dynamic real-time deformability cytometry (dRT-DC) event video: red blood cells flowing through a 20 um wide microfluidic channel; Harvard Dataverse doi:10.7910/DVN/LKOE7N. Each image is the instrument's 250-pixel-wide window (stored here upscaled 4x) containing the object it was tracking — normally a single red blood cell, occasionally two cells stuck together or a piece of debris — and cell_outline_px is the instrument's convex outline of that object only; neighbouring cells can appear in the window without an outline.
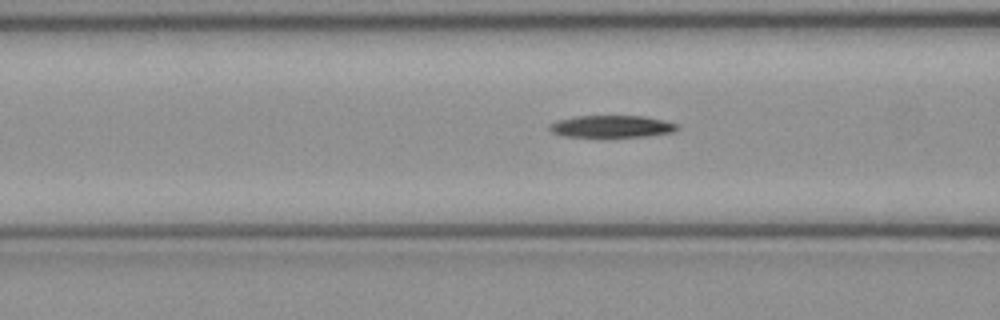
{"species": "common noctule bat (a hibernating species)", "species_latin": "Nyctalus noctula", "temperature_condition": "cold", "stored_images_in_passage": 39, "camera_frame_rate_fps": 3000, "um_per_image_px": 0.085, "animal": {"sex": "female", "body_mass_g": 21.9}, "frame": {"image": 1, "passage_image": 8, "time_ms": 2.333, "image_size_px": [1000, 320], "cell_outline_px": [[680, 128], [672, 132], [648, 136], [604, 140], [564, 136], [552, 132], [548, 128], [548, 124], [556, 120], [572, 116], [644, 116], [680, 124]], "centroid_in_image_um": [51.95, 10.8], "position_along_channel_um": 114.7, "area_um2": 17.63}}
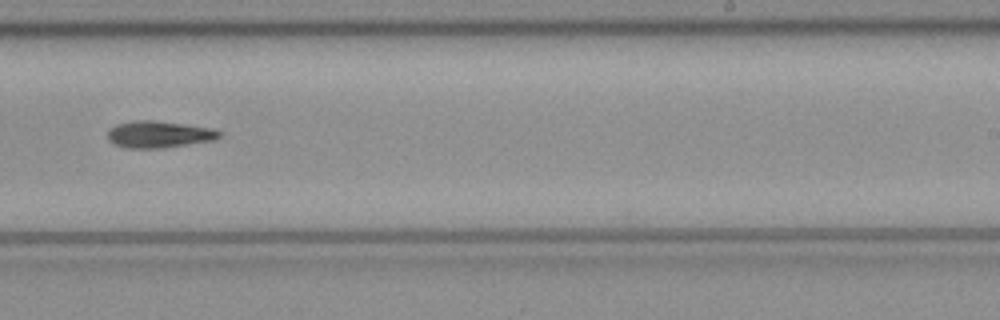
{"frame": {"image": 2, "passage_image": 20, "time_ms": 6.333, "image_size_px": [1000, 320], "cell_outline_px": [[224, 136], [216, 140], [164, 148], [124, 148], [108, 140], [108, 128], [116, 124], [136, 120], [152, 120], [216, 128], [224, 132]], "centroid_in_image_um": [13.59, 11.42], "position_along_channel_um": 275.4, "area_um2": 17.86}}
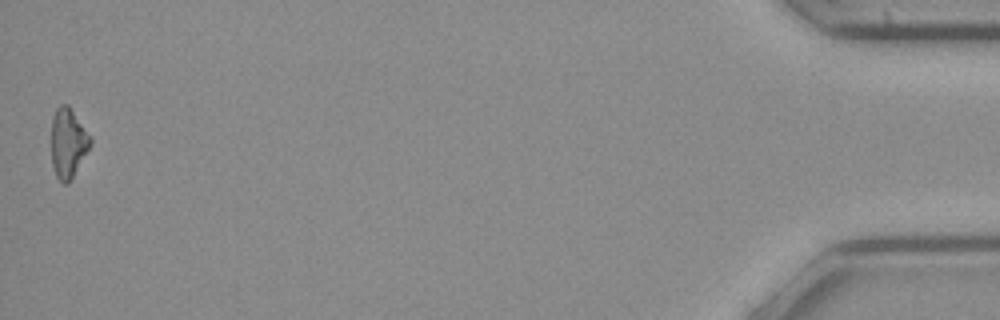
{"frame": {"image": 3, "passage_image": 39, "time_ms": 12.667, "image_size_px": [1000, 320], "cell_outline_px": [[92, 144], [68, 184], [64, 184], [56, 176], [52, 164], [52, 116], [56, 108], [60, 104], [68, 104], [92, 136]], "centroid_in_image_um": [5.8, 12.12], "position_along_channel_um": 429.4, "area_um2": 15.95}, "authors_computed_cell_mechanics": {"area_um2": 16.9354, "velocity_mm_per_s": 4.0182, "shape_relaxation_time_tau1_ms": 4.1094, "shape_relaxation_time_tau2_ms": null, "deformation_change_tau1": 0.1468, "deformation_change_tau2": null}}